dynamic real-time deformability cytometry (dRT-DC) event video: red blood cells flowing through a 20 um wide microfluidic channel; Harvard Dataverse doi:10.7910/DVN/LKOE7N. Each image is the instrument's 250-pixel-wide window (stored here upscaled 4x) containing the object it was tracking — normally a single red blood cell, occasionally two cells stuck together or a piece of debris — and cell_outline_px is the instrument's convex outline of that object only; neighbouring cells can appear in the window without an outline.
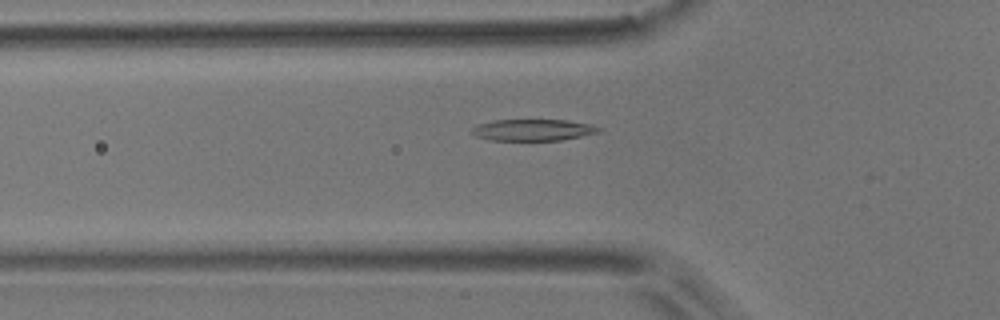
{"species": "common noctule bat (a hibernating species)", "species_latin": "Nyctalus noctula", "temperature_condition": "room temperature", "stored_images_in_passage": 14, "camera_frame_rate_fps": 3000, "um_per_image_px": 0.085, "animal": {"sex": "male", "body_mass_g": 17.9}, "frame": {"image": 1, "passage_image": 10, "time_ms": 3.0, "image_size_px": [1000, 320], "cell_outline_px": [[600, 132], [560, 140], [492, 140], [476, 136], [472, 132], [472, 128], [476, 124], [492, 120], [568, 120], [588, 124], [600, 128]], "centroid_in_image_um": [45.26, 11.04], "position_along_channel_um": 80.5, "area_um2": 15.72}}
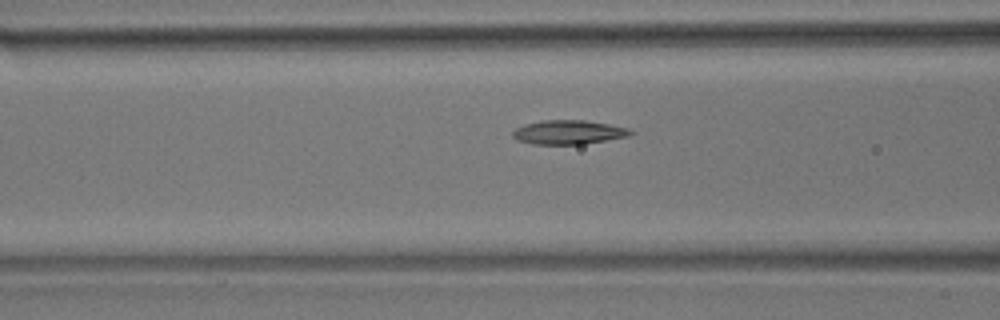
{"frame": {"image": 2, "passage_image": 13, "time_ms": 4.0, "image_size_px": [1000, 320], "cell_outline_px": [[636, 132], [628, 136], [584, 144], [532, 144], [516, 140], [512, 136], [512, 132], [516, 128], [524, 124], [540, 120], [584, 120], [608, 124], [628, 128]], "centroid_in_image_um": [48.3, 11.24], "position_along_channel_um": 118.3, "area_um2": 16.59}}